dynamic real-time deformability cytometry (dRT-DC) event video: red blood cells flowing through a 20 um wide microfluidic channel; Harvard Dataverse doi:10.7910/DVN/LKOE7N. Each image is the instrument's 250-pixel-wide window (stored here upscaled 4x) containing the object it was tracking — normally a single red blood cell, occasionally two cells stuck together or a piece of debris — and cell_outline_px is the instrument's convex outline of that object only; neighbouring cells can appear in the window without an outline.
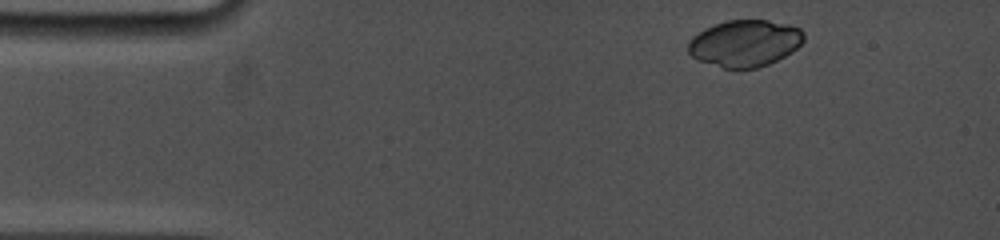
{"species": "common noctule bat (a hibernating species)", "species_latin": "Nyctalus noctula", "temperature_condition": "cold", "stored_images_in_passage": 18, "camera_frame_rate_fps": 5000, "um_per_image_px": 0.085, "animal": {"sex": "female", "body_mass_g": 19.0, "forearm_length_mm": 53.3}, "frame": {"image": 1, "passage_image": 1, "time_ms": 0.0, "image_size_px": [1000, 240], "cell_outline_px": [[804, 40], [792, 52], [768, 64], [756, 68], [724, 68], [696, 60], [688, 52], [688, 44], [692, 36], [704, 28], [728, 20], [768, 20], [788, 24], [800, 28], [804, 32]], "centroid_in_image_um": [63.3, 3.67], "position_along_channel_um": 21.7, "area_um2": 31.5}}